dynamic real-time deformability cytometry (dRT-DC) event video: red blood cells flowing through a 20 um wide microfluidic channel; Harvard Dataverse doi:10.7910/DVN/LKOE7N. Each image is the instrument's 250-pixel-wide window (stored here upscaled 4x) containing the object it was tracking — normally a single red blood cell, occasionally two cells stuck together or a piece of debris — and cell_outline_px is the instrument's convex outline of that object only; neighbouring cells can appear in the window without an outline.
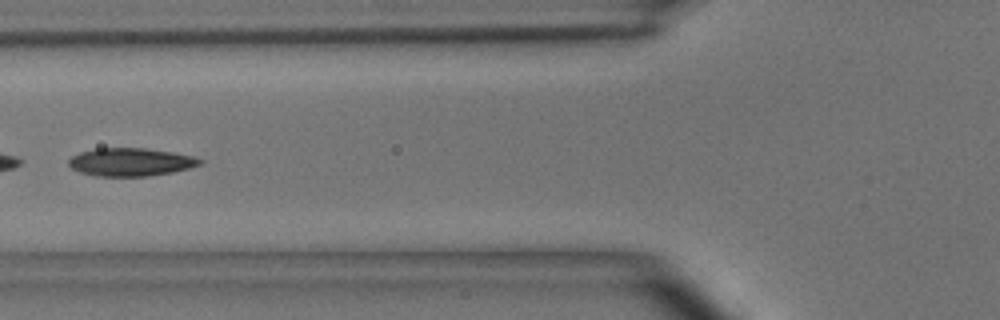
{"species": "common noctule bat (a hibernating species)", "species_latin": "Nyctalus noctula", "temperature_condition": "room temperature", "stored_images_in_passage": 6, "camera_frame_rate_fps": 3000, "um_per_image_px": 0.085, "animal": {"sex": "male", "body_mass_g": 15.6}, "frame": {"image": 1, "passage_image": 5, "time_ms": 5.667, "image_size_px": [1000, 320], "cell_outline_px": [[204, 160], [200, 164], [188, 168], [172, 172], [148, 176], [96, 176], [80, 172], [72, 168], [68, 164], [68, 160], [72, 156], [80, 152], [96, 148], [144, 148], [172, 152], [196, 156]], "centroid_in_image_um": [11.11, 13.77], "position_along_channel_um": 114.7, "area_um2": 21.44}}